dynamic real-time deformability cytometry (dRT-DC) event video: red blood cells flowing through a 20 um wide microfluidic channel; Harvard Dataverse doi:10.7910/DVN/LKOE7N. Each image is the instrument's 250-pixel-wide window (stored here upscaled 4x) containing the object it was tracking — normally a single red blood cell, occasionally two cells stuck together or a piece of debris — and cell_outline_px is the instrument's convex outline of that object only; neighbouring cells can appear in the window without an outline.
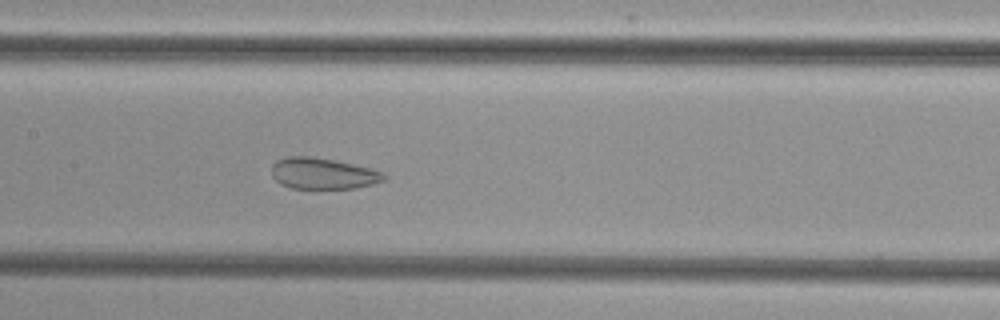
{"species": "common noctule bat (a hibernating species)", "species_latin": "Nyctalus noctula", "temperature_condition": "cold", "stored_images_in_passage": 51, "camera_frame_rate_fps": 3000, "um_per_image_px": 0.085, "animal": {"sex": "female", "body_mass_g": 29.2, "forearm_length_mm": 56.3}, "frame": {"image": 1, "passage_image": 23, "time_ms": 7.333, "image_size_px": [1000, 320], "cell_outline_px": [[388, 176], [384, 180], [372, 184], [352, 188], [292, 188], [280, 184], [272, 176], [272, 164], [276, 160], [288, 156], [312, 156], [336, 160], [372, 168]], "centroid_in_image_um": [27.43, 14.73], "position_along_channel_um": 180.0, "area_um2": 20.46}}
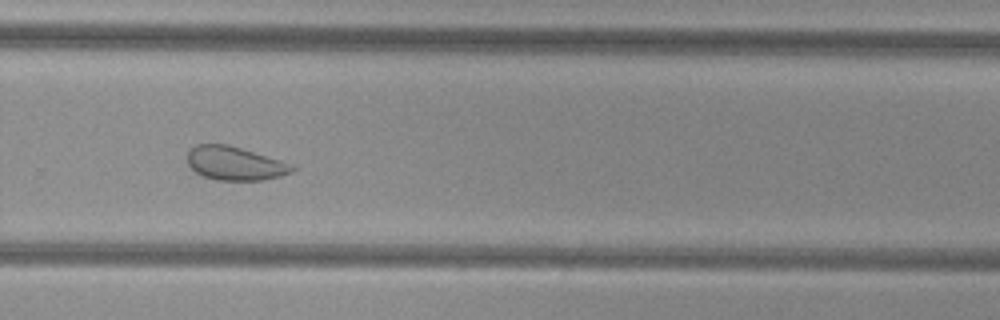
{"frame": {"image": 2, "passage_image": 33, "time_ms": 10.667, "image_size_px": [1000, 320], "cell_outline_px": [[296, 168], [292, 172], [280, 176], [264, 180], [216, 180], [204, 176], [196, 172], [188, 164], [188, 152], [196, 144], [228, 144], [280, 160]], "centroid_in_image_um": [19.95, 13.89], "position_along_channel_um": 309.9, "area_um2": 20.29}}
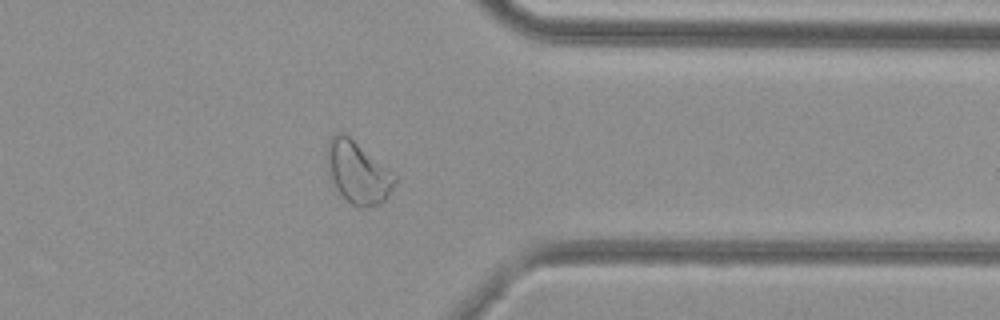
{"frame": {"image": 3, "passage_image": 39, "time_ms": 12.667, "image_size_px": [1000, 320], "cell_outline_px": [[396, 180], [388, 196], [380, 204], [368, 208], [360, 208], [352, 204], [336, 188], [332, 180], [328, 168], [328, 140], [336, 132], [344, 132], [396, 176]], "centroid_in_image_um": [30.42, 14.67], "position_along_channel_um": 381.0, "area_um2": 23.87}}